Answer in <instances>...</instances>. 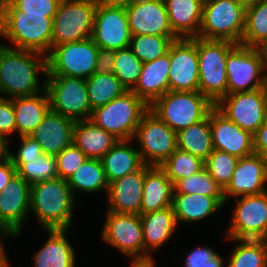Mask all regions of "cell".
I'll list each match as a JSON object with an SVG mask.
<instances>
[{"label":"cell","instance_id":"f35d334b","mask_svg":"<svg viewBox=\"0 0 267 267\" xmlns=\"http://www.w3.org/2000/svg\"><path fill=\"white\" fill-rule=\"evenodd\" d=\"M178 39V36L132 35L130 48L142 63H147L167 53Z\"/></svg>","mask_w":267,"mask_h":267},{"label":"cell","instance_id":"8fae6325","mask_svg":"<svg viewBox=\"0 0 267 267\" xmlns=\"http://www.w3.org/2000/svg\"><path fill=\"white\" fill-rule=\"evenodd\" d=\"M50 110L73 121L89 120L92 114L86 80L69 76H46Z\"/></svg>","mask_w":267,"mask_h":267},{"label":"cell","instance_id":"836d02e7","mask_svg":"<svg viewBox=\"0 0 267 267\" xmlns=\"http://www.w3.org/2000/svg\"><path fill=\"white\" fill-rule=\"evenodd\" d=\"M70 189L75 195L76 191L84 193H96L105 190L108 192V183L102 162L99 159H86L67 180Z\"/></svg>","mask_w":267,"mask_h":267},{"label":"cell","instance_id":"ab89813d","mask_svg":"<svg viewBox=\"0 0 267 267\" xmlns=\"http://www.w3.org/2000/svg\"><path fill=\"white\" fill-rule=\"evenodd\" d=\"M173 185L188 176L198 173L204 168V161L178 148L160 165Z\"/></svg>","mask_w":267,"mask_h":267},{"label":"cell","instance_id":"5bb4252c","mask_svg":"<svg viewBox=\"0 0 267 267\" xmlns=\"http://www.w3.org/2000/svg\"><path fill=\"white\" fill-rule=\"evenodd\" d=\"M215 107L241 129L253 135L266 121L267 86L221 98Z\"/></svg>","mask_w":267,"mask_h":267},{"label":"cell","instance_id":"52a82bcc","mask_svg":"<svg viewBox=\"0 0 267 267\" xmlns=\"http://www.w3.org/2000/svg\"><path fill=\"white\" fill-rule=\"evenodd\" d=\"M246 5L238 0H205L198 38L241 44Z\"/></svg>","mask_w":267,"mask_h":267},{"label":"cell","instance_id":"7402d4cb","mask_svg":"<svg viewBox=\"0 0 267 267\" xmlns=\"http://www.w3.org/2000/svg\"><path fill=\"white\" fill-rule=\"evenodd\" d=\"M144 186V165L108 184L106 211L140 215Z\"/></svg>","mask_w":267,"mask_h":267},{"label":"cell","instance_id":"c3c4849f","mask_svg":"<svg viewBox=\"0 0 267 267\" xmlns=\"http://www.w3.org/2000/svg\"><path fill=\"white\" fill-rule=\"evenodd\" d=\"M21 144L16 154L9 151V158L11 160H32L41 155V146L30 136H20Z\"/></svg>","mask_w":267,"mask_h":267},{"label":"cell","instance_id":"11a10c76","mask_svg":"<svg viewBox=\"0 0 267 267\" xmlns=\"http://www.w3.org/2000/svg\"><path fill=\"white\" fill-rule=\"evenodd\" d=\"M5 251L4 245H2V242H0V267H10V263L7 259Z\"/></svg>","mask_w":267,"mask_h":267},{"label":"cell","instance_id":"8d00e7d4","mask_svg":"<svg viewBox=\"0 0 267 267\" xmlns=\"http://www.w3.org/2000/svg\"><path fill=\"white\" fill-rule=\"evenodd\" d=\"M239 242L225 267H267V240L232 239Z\"/></svg>","mask_w":267,"mask_h":267},{"label":"cell","instance_id":"91938a15","mask_svg":"<svg viewBox=\"0 0 267 267\" xmlns=\"http://www.w3.org/2000/svg\"><path fill=\"white\" fill-rule=\"evenodd\" d=\"M259 129H267V110H266V121L263 123V125Z\"/></svg>","mask_w":267,"mask_h":267},{"label":"cell","instance_id":"f546056e","mask_svg":"<svg viewBox=\"0 0 267 267\" xmlns=\"http://www.w3.org/2000/svg\"><path fill=\"white\" fill-rule=\"evenodd\" d=\"M15 112L16 132L19 136H30L50 110L46 89L31 96L12 98Z\"/></svg>","mask_w":267,"mask_h":267},{"label":"cell","instance_id":"d4e9b609","mask_svg":"<svg viewBox=\"0 0 267 267\" xmlns=\"http://www.w3.org/2000/svg\"><path fill=\"white\" fill-rule=\"evenodd\" d=\"M144 238V262H153L150 254L160 249L173 235L177 222L172 206L140 214Z\"/></svg>","mask_w":267,"mask_h":267},{"label":"cell","instance_id":"f907efd6","mask_svg":"<svg viewBox=\"0 0 267 267\" xmlns=\"http://www.w3.org/2000/svg\"><path fill=\"white\" fill-rule=\"evenodd\" d=\"M16 173V168L10 158L0 163V192Z\"/></svg>","mask_w":267,"mask_h":267},{"label":"cell","instance_id":"6da1fadb","mask_svg":"<svg viewBox=\"0 0 267 267\" xmlns=\"http://www.w3.org/2000/svg\"><path fill=\"white\" fill-rule=\"evenodd\" d=\"M38 74L46 78L47 56L0 44V97L12 99L43 92L46 82L39 81Z\"/></svg>","mask_w":267,"mask_h":267},{"label":"cell","instance_id":"7bdbcfd3","mask_svg":"<svg viewBox=\"0 0 267 267\" xmlns=\"http://www.w3.org/2000/svg\"><path fill=\"white\" fill-rule=\"evenodd\" d=\"M239 159L237 156L227 152L213 150L204 161V167L224 190L232 179Z\"/></svg>","mask_w":267,"mask_h":267},{"label":"cell","instance_id":"680465c9","mask_svg":"<svg viewBox=\"0 0 267 267\" xmlns=\"http://www.w3.org/2000/svg\"><path fill=\"white\" fill-rule=\"evenodd\" d=\"M239 2L245 4L246 6L252 3H255L258 0H238Z\"/></svg>","mask_w":267,"mask_h":267},{"label":"cell","instance_id":"1f68e13d","mask_svg":"<svg viewBox=\"0 0 267 267\" xmlns=\"http://www.w3.org/2000/svg\"><path fill=\"white\" fill-rule=\"evenodd\" d=\"M134 140H119L100 160L107 183L139 170L143 165L140 152L131 146Z\"/></svg>","mask_w":267,"mask_h":267},{"label":"cell","instance_id":"681fc988","mask_svg":"<svg viewBox=\"0 0 267 267\" xmlns=\"http://www.w3.org/2000/svg\"><path fill=\"white\" fill-rule=\"evenodd\" d=\"M115 67V51L99 48L96 73L109 74L114 72Z\"/></svg>","mask_w":267,"mask_h":267},{"label":"cell","instance_id":"603a6c76","mask_svg":"<svg viewBox=\"0 0 267 267\" xmlns=\"http://www.w3.org/2000/svg\"><path fill=\"white\" fill-rule=\"evenodd\" d=\"M74 125L72 119L49 110L30 137L41 146L44 154L56 156L73 143Z\"/></svg>","mask_w":267,"mask_h":267},{"label":"cell","instance_id":"83f0119b","mask_svg":"<svg viewBox=\"0 0 267 267\" xmlns=\"http://www.w3.org/2000/svg\"><path fill=\"white\" fill-rule=\"evenodd\" d=\"M205 0H164L170 26L179 38L198 37Z\"/></svg>","mask_w":267,"mask_h":267},{"label":"cell","instance_id":"2e32d148","mask_svg":"<svg viewBox=\"0 0 267 267\" xmlns=\"http://www.w3.org/2000/svg\"><path fill=\"white\" fill-rule=\"evenodd\" d=\"M91 38L103 49L116 51L130 47L132 34L125 6L97 2Z\"/></svg>","mask_w":267,"mask_h":267},{"label":"cell","instance_id":"9a60e30c","mask_svg":"<svg viewBox=\"0 0 267 267\" xmlns=\"http://www.w3.org/2000/svg\"><path fill=\"white\" fill-rule=\"evenodd\" d=\"M226 240H267V191L236 198Z\"/></svg>","mask_w":267,"mask_h":267},{"label":"cell","instance_id":"30bf717a","mask_svg":"<svg viewBox=\"0 0 267 267\" xmlns=\"http://www.w3.org/2000/svg\"><path fill=\"white\" fill-rule=\"evenodd\" d=\"M98 50L92 38L53 46L47 55L46 76L87 79L96 72Z\"/></svg>","mask_w":267,"mask_h":267},{"label":"cell","instance_id":"e0dca14e","mask_svg":"<svg viewBox=\"0 0 267 267\" xmlns=\"http://www.w3.org/2000/svg\"><path fill=\"white\" fill-rule=\"evenodd\" d=\"M30 213V184L17 173L0 192V231L20 237Z\"/></svg>","mask_w":267,"mask_h":267},{"label":"cell","instance_id":"7a4b0ae2","mask_svg":"<svg viewBox=\"0 0 267 267\" xmlns=\"http://www.w3.org/2000/svg\"><path fill=\"white\" fill-rule=\"evenodd\" d=\"M76 200L67 180L59 177L30 185V212L43 230L71 229Z\"/></svg>","mask_w":267,"mask_h":267},{"label":"cell","instance_id":"f1b7e54d","mask_svg":"<svg viewBox=\"0 0 267 267\" xmlns=\"http://www.w3.org/2000/svg\"><path fill=\"white\" fill-rule=\"evenodd\" d=\"M45 231L49 236L44 246L33 257L34 267H75V250L66 237L70 230Z\"/></svg>","mask_w":267,"mask_h":267},{"label":"cell","instance_id":"f5cc1de1","mask_svg":"<svg viewBox=\"0 0 267 267\" xmlns=\"http://www.w3.org/2000/svg\"><path fill=\"white\" fill-rule=\"evenodd\" d=\"M8 141L5 137L0 135V163L9 158Z\"/></svg>","mask_w":267,"mask_h":267},{"label":"cell","instance_id":"ac0fdd59","mask_svg":"<svg viewBox=\"0 0 267 267\" xmlns=\"http://www.w3.org/2000/svg\"><path fill=\"white\" fill-rule=\"evenodd\" d=\"M169 91H199L196 37L180 38L170 45Z\"/></svg>","mask_w":267,"mask_h":267},{"label":"cell","instance_id":"3957f363","mask_svg":"<svg viewBox=\"0 0 267 267\" xmlns=\"http://www.w3.org/2000/svg\"><path fill=\"white\" fill-rule=\"evenodd\" d=\"M52 25L53 18L46 17V14L0 11V35L13 46L2 42L0 44L47 56L52 49Z\"/></svg>","mask_w":267,"mask_h":267},{"label":"cell","instance_id":"44dd1931","mask_svg":"<svg viewBox=\"0 0 267 267\" xmlns=\"http://www.w3.org/2000/svg\"><path fill=\"white\" fill-rule=\"evenodd\" d=\"M267 183V159L259 154H251L239 159L232 179L224 189V198H238L260 194L265 191ZM231 195V196H230Z\"/></svg>","mask_w":267,"mask_h":267},{"label":"cell","instance_id":"4316f807","mask_svg":"<svg viewBox=\"0 0 267 267\" xmlns=\"http://www.w3.org/2000/svg\"><path fill=\"white\" fill-rule=\"evenodd\" d=\"M224 196H205L202 194L173 193L172 209L177 224L206 219L224 207Z\"/></svg>","mask_w":267,"mask_h":267},{"label":"cell","instance_id":"ba28073f","mask_svg":"<svg viewBox=\"0 0 267 267\" xmlns=\"http://www.w3.org/2000/svg\"><path fill=\"white\" fill-rule=\"evenodd\" d=\"M260 48L237 44L226 58L227 95L255 91L267 86Z\"/></svg>","mask_w":267,"mask_h":267},{"label":"cell","instance_id":"94428289","mask_svg":"<svg viewBox=\"0 0 267 267\" xmlns=\"http://www.w3.org/2000/svg\"><path fill=\"white\" fill-rule=\"evenodd\" d=\"M7 235L4 233V232H2V231H0V237L1 238H3V237H6ZM1 242V241H0Z\"/></svg>","mask_w":267,"mask_h":267},{"label":"cell","instance_id":"6f0895ef","mask_svg":"<svg viewBox=\"0 0 267 267\" xmlns=\"http://www.w3.org/2000/svg\"><path fill=\"white\" fill-rule=\"evenodd\" d=\"M260 50L262 51L263 54V59H264V70H265V74L267 77V43H265Z\"/></svg>","mask_w":267,"mask_h":267},{"label":"cell","instance_id":"4fadbf2b","mask_svg":"<svg viewBox=\"0 0 267 267\" xmlns=\"http://www.w3.org/2000/svg\"><path fill=\"white\" fill-rule=\"evenodd\" d=\"M102 240L120 250L132 262H144V238L140 215L107 211Z\"/></svg>","mask_w":267,"mask_h":267},{"label":"cell","instance_id":"816d5d0a","mask_svg":"<svg viewBox=\"0 0 267 267\" xmlns=\"http://www.w3.org/2000/svg\"><path fill=\"white\" fill-rule=\"evenodd\" d=\"M254 151L267 159V129H258L254 134Z\"/></svg>","mask_w":267,"mask_h":267},{"label":"cell","instance_id":"9c48e42d","mask_svg":"<svg viewBox=\"0 0 267 267\" xmlns=\"http://www.w3.org/2000/svg\"><path fill=\"white\" fill-rule=\"evenodd\" d=\"M98 0H61L53 18L52 47L91 38Z\"/></svg>","mask_w":267,"mask_h":267},{"label":"cell","instance_id":"8992f818","mask_svg":"<svg viewBox=\"0 0 267 267\" xmlns=\"http://www.w3.org/2000/svg\"><path fill=\"white\" fill-rule=\"evenodd\" d=\"M149 106L132 90L108 104L92 110L89 120L119 140H133L142 116Z\"/></svg>","mask_w":267,"mask_h":267},{"label":"cell","instance_id":"cb8c5ba5","mask_svg":"<svg viewBox=\"0 0 267 267\" xmlns=\"http://www.w3.org/2000/svg\"><path fill=\"white\" fill-rule=\"evenodd\" d=\"M170 47L156 60L143 64L140 79L132 91L150 106L169 91Z\"/></svg>","mask_w":267,"mask_h":267},{"label":"cell","instance_id":"ee69618b","mask_svg":"<svg viewBox=\"0 0 267 267\" xmlns=\"http://www.w3.org/2000/svg\"><path fill=\"white\" fill-rule=\"evenodd\" d=\"M61 0H0V11H21L26 14H46L54 18Z\"/></svg>","mask_w":267,"mask_h":267},{"label":"cell","instance_id":"db71d44e","mask_svg":"<svg viewBox=\"0 0 267 267\" xmlns=\"http://www.w3.org/2000/svg\"><path fill=\"white\" fill-rule=\"evenodd\" d=\"M136 0H98V2L107 4V5H116V6H127L130 3Z\"/></svg>","mask_w":267,"mask_h":267},{"label":"cell","instance_id":"f6af8a7d","mask_svg":"<svg viewBox=\"0 0 267 267\" xmlns=\"http://www.w3.org/2000/svg\"><path fill=\"white\" fill-rule=\"evenodd\" d=\"M88 159L83 151L74 143L56 155L57 174L59 178L68 180L70 176Z\"/></svg>","mask_w":267,"mask_h":267},{"label":"cell","instance_id":"60d3db41","mask_svg":"<svg viewBox=\"0 0 267 267\" xmlns=\"http://www.w3.org/2000/svg\"><path fill=\"white\" fill-rule=\"evenodd\" d=\"M143 64L130 47L115 51L114 74L127 90H132L140 79Z\"/></svg>","mask_w":267,"mask_h":267},{"label":"cell","instance_id":"bcb514c9","mask_svg":"<svg viewBox=\"0 0 267 267\" xmlns=\"http://www.w3.org/2000/svg\"><path fill=\"white\" fill-rule=\"evenodd\" d=\"M187 257L184 260L185 267H224L225 260L221 255L212 250L210 247L203 245L196 247L186 254Z\"/></svg>","mask_w":267,"mask_h":267},{"label":"cell","instance_id":"e575fe53","mask_svg":"<svg viewBox=\"0 0 267 267\" xmlns=\"http://www.w3.org/2000/svg\"><path fill=\"white\" fill-rule=\"evenodd\" d=\"M85 80L92 110L105 106L114 98L120 97L128 91L114 73L95 72Z\"/></svg>","mask_w":267,"mask_h":267},{"label":"cell","instance_id":"7dc6e473","mask_svg":"<svg viewBox=\"0 0 267 267\" xmlns=\"http://www.w3.org/2000/svg\"><path fill=\"white\" fill-rule=\"evenodd\" d=\"M14 133L17 134L12 100L0 97V135L8 140Z\"/></svg>","mask_w":267,"mask_h":267},{"label":"cell","instance_id":"7c38bea8","mask_svg":"<svg viewBox=\"0 0 267 267\" xmlns=\"http://www.w3.org/2000/svg\"><path fill=\"white\" fill-rule=\"evenodd\" d=\"M133 140L138 141L141 159L148 166L160 167L177 149L176 132L150 110L142 116Z\"/></svg>","mask_w":267,"mask_h":267},{"label":"cell","instance_id":"d6a6232c","mask_svg":"<svg viewBox=\"0 0 267 267\" xmlns=\"http://www.w3.org/2000/svg\"><path fill=\"white\" fill-rule=\"evenodd\" d=\"M177 148L205 161L214 150L209 116L177 133Z\"/></svg>","mask_w":267,"mask_h":267},{"label":"cell","instance_id":"d6986e66","mask_svg":"<svg viewBox=\"0 0 267 267\" xmlns=\"http://www.w3.org/2000/svg\"><path fill=\"white\" fill-rule=\"evenodd\" d=\"M132 35L177 36L164 0H136L125 6Z\"/></svg>","mask_w":267,"mask_h":267},{"label":"cell","instance_id":"b9f144b4","mask_svg":"<svg viewBox=\"0 0 267 267\" xmlns=\"http://www.w3.org/2000/svg\"><path fill=\"white\" fill-rule=\"evenodd\" d=\"M173 193L224 196L222 187L211 177L204 167L201 171L177 181Z\"/></svg>","mask_w":267,"mask_h":267},{"label":"cell","instance_id":"74e56055","mask_svg":"<svg viewBox=\"0 0 267 267\" xmlns=\"http://www.w3.org/2000/svg\"><path fill=\"white\" fill-rule=\"evenodd\" d=\"M16 172L30 185L58 178L56 156L42 153L32 160H11Z\"/></svg>","mask_w":267,"mask_h":267},{"label":"cell","instance_id":"4dcf8cb0","mask_svg":"<svg viewBox=\"0 0 267 267\" xmlns=\"http://www.w3.org/2000/svg\"><path fill=\"white\" fill-rule=\"evenodd\" d=\"M112 133L106 132L91 120L75 122L73 143L90 159H101L117 142Z\"/></svg>","mask_w":267,"mask_h":267},{"label":"cell","instance_id":"277c9868","mask_svg":"<svg viewBox=\"0 0 267 267\" xmlns=\"http://www.w3.org/2000/svg\"><path fill=\"white\" fill-rule=\"evenodd\" d=\"M236 45L228 40H205L196 37L199 92L214 105L227 95L226 58Z\"/></svg>","mask_w":267,"mask_h":267},{"label":"cell","instance_id":"484cf974","mask_svg":"<svg viewBox=\"0 0 267 267\" xmlns=\"http://www.w3.org/2000/svg\"><path fill=\"white\" fill-rule=\"evenodd\" d=\"M173 192V183L160 167L144 164V186L140 214L171 207Z\"/></svg>","mask_w":267,"mask_h":267},{"label":"cell","instance_id":"5b68a950","mask_svg":"<svg viewBox=\"0 0 267 267\" xmlns=\"http://www.w3.org/2000/svg\"><path fill=\"white\" fill-rule=\"evenodd\" d=\"M214 106L199 91H168L149 110L177 133L203 120Z\"/></svg>","mask_w":267,"mask_h":267},{"label":"cell","instance_id":"ffe728a7","mask_svg":"<svg viewBox=\"0 0 267 267\" xmlns=\"http://www.w3.org/2000/svg\"><path fill=\"white\" fill-rule=\"evenodd\" d=\"M214 150L235 155L238 158L254 154V135L241 129L223 115L215 106L208 113Z\"/></svg>","mask_w":267,"mask_h":267},{"label":"cell","instance_id":"9f6ffc18","mask_svg":"<svg viewBox=\"0 0 267 267\" xmlns=\"http://www.w3.org/2000/svg\"><path fill=\"white\" fill-rule=\"evenodd\" d=\"M155 262H132L130 267H155Z\"/></svg>","mask_w":267,"mask_h":267},{"label":"cell","instance_id":"d590c367","mask_svg":"<svg viewBox=\"0 0 267 267\" xmlns=\"http://www.w3.org/2000/svg\"><path fill=\"white\" fill-rule=\"evenodd\" d=\"M267 43V0L246 6L245 30L241 44L261 48Z\"/></svg>","mask_w":267,"mask_h":267}]
</instances>
